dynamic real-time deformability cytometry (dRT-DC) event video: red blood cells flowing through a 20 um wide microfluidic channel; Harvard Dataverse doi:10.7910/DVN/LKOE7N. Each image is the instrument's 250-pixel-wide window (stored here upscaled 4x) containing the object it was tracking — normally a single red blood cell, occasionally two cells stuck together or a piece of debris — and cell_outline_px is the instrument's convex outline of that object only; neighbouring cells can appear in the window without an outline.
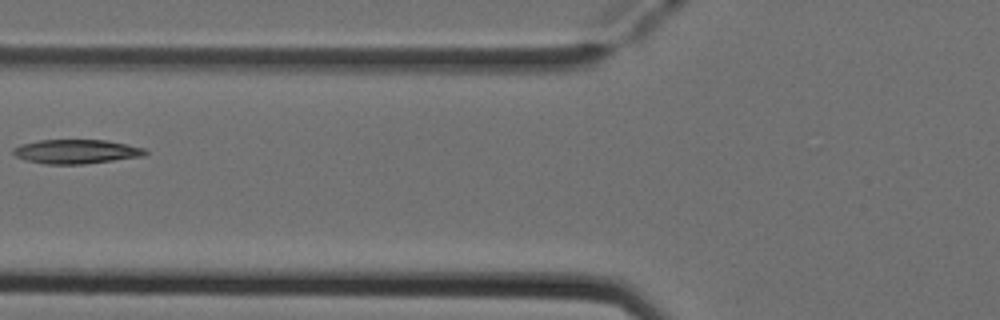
{"species": "Egyptian fruit bat (a non-hibernating species)", "species_latin": "Rousettus aegyptiacus", "temperature_condition": "cold", "stored_images_in_passage": 3, "camera_frame_rate_fps": 3000, "um_per_image_px": 0.085, "animal": {"sex": "female"}, "frame": {"image": 1, "passage_image": 2, "time_ms": 0.333, "image_size_px": [1000, 320], "cell_outline_px": [[148, 152], [144, 156], [84, 164], [48, 164], [28, 160], [16, 156], [12, 152], [12, 148], [20, 144], [40, 140], [108, 140], [128, 144], [144, 148]], "centroid_in_image_um": [6.5, 12.87], "position_along_channel_um": 119.3, "area_um2": 18.55}}
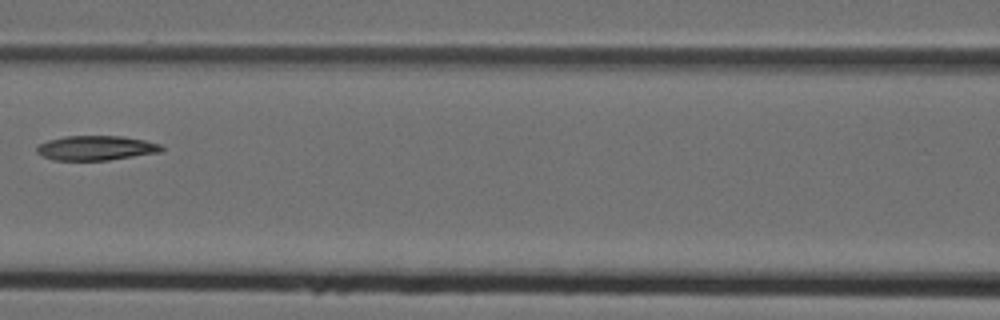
{"frame": {"image": 2, "passage_image": 3, "time_ms": 0.667, "image_size_px": [1000, 320], "cell_outline_px": [[164, 148], [160, 152], [108, 160], [52, 160], [40, 156], [36, 152], [36, 144], [48, 140], [64, 136], [124, 136], [144, 140], [160, 144]], "centroid_in_image_um": [8.1, 12.57], "position_along_channel_um": 158.5, "area_um2": 18.03}}